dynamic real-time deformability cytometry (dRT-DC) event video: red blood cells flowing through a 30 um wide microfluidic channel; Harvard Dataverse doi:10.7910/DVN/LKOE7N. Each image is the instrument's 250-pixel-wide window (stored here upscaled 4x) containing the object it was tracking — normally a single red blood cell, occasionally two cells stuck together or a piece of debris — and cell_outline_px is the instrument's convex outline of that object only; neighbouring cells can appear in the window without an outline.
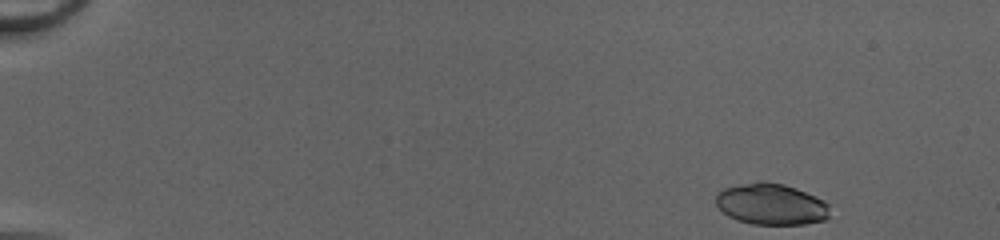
{"species": "common noctule bat (a hibernating species)", "species_latin": "Nyctalus noctula", "temperature_condition": "cold", "stored_images_in_passage": 46, "camera_frame_rate_fps": 3000, "um_per_image_px": 0.085, "animal": {"sex": "female", "body_mass_g": 20.0, "forearm_length_mm": 54.0}, "frame": {"image": 1, "passage_image": 1, "time_ms": 0.0, "image_size_px": [1000, 240], "cell_outline_px": [[828, 216], [824, 220], [804, 224], [752, 224], [736, 220], [728, 216], [716, 204], [716, 192], [724, 188], [760, 180], [784, 184], [796, 188], [824, 200], [828, 204]], "centroid_in_image_um": [65.52, 17.35], "position_along_channel_um": 19.5, "area_um2": 27.4}}
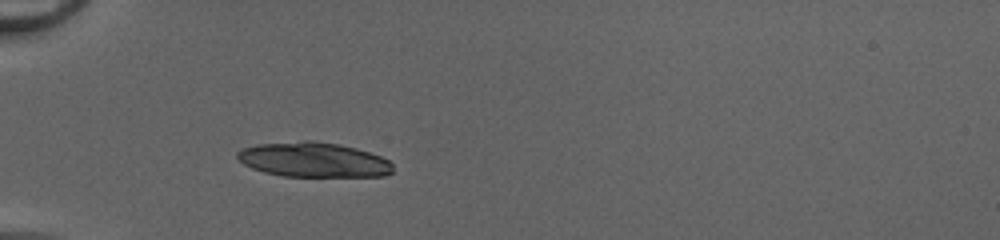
{"frame": {"image": 2, "passage_image": 13, "time_ms": 4.0, "image_size_px": [1000, 240], "cell_outline_px": [[392, 172], [384, 176], [280, 176], [264, 172], [252, 168], [244, 164], [236, 156], [236, 152], [244, 148], [256, 144], [304, 140], [312, 140], [340, 144], [356, 148], [380, 156], [388, 160], [392, 164]], "centroid_in_image_um": [26.63, 13.57], "position_along_channel_um": 58.4, "area_um2": 31.56}}
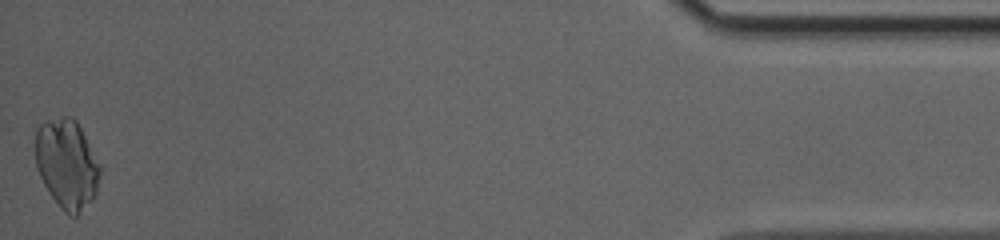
{"frame": {"image": 3, "passage_image": 46, "time_ms": 15.0, "image_size_px": [1000, 240], "cell_outline_px": [[100, 176], [96, 196], [76, 216], [68, 216], [60, 208], [48, 192], [40, 176], [36, 164], [36, 128], [44, 120], [64, 116], [72, 116], [76, 120], [100, 164]], "centroid_in_image_um": [5.69, 13.94], "position_along_channel_um": 429.5, "area_um2": 33.81}}